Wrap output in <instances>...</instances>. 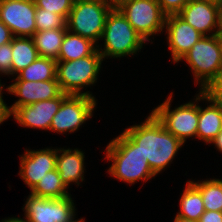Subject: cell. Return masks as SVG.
Listing matches in <instances>:
<instances>
[{"mask_svg":"<svg viewBox=\"0 0 222 222\" xmlns=\"http://www.w3.org/2000/svg\"><path fill=\"white\" fill-rule=\"evenodd\" d=\"M203 1H210V2L217 3V4H219V5L222 4V0H203Z\"/></svg>","mask_w":222,"mask_h":222,"instance_id":"obj_38","label":"cell"},{"mask_svg":"<svg viewBox=\"0 0 222 222\" xmlns=\"http://www.w3.org/2000/svg\"><path fill=\"white\" fill-rule=\"evenodd\" d=\"M15 82L7 87V93L13 94L19 99L9 106L11 112L21 106L29 105L43 100L54 99L62 91L57 80L48 81H23L14 80Z\"/></svg>","mask_w":222,"mask_h":222,"instance_id":"obj_16","label":"cell"},{"mask_svg":"<svg viewBox=\"0 0 222 222\" xmlns=\"http://www.w3.org/2000/svg\"><path fill=\"white\" fill-rule=\"evenodd\" d=\"M105 156L107 160L112 161L109 174L118 180L134 184L138 180L145 182L156 176L149 166L148 159H145L124 133L109 142Z\"/></svg>","mask_w":222,"mask_h":222,"instance_id":"obj_2","label":"cell"},{"mask_svg":"<svg viewBox=\"0 0 222 222\" xmlns=\"http://www.w3.org/2000/svg\"><path fill=\"white\" fill-rule=\"evenodd\" d=\"M166 15L178 14L190 0H157Z\"/></svg>","mask_w":222,"mask_h":222,"instance_id":"obj_30","label":"cell"},{"mask_svg":"<svg viewBox=\"0 0 222 222\" xmlns=\"http://www.w3.org/2000/svg\"><path fill=\"white\" fill-rule=\"evenodd\" d=\"M111 7L105 0H77L66 20L67 30L98 43Z\"/></svg>","mask_w":222,"mask_h":222,"instance_id":"obj_6","label":"cell"},{"mask_svg":"<svg viewBox=\"0 0 222 222\" xmlns=\"http://www.w3.org/2000/svg\"><path fill=\"white\" fill-rule=\"evenodd\" d=\"M67 96L61 93L54 99L17 107L12 111V116L23 127L50 130L52 119Z\"/></svg>","mask_w":222,"mask_h":222,"instance_id":"obj_13","label":"cell"},{"mask_svg":"<svg viewBox=\"0 0 222 222\" xmlns=\"http://www.w3.org/2000/svg\"><path fill=\"white\" fill-rule=\"evenodd\" d=\"M192 183L200 190L205 210L222 212V179Z\"/></svg>","mask_w":222,"mask_h":222,"instance_id":"obj_25","label":"cell"},{"mask_svg":"<svg viewBox=\"0 0 222 222\" xmlns=\"http://www.w3.org/2000/svg\"><path fill=\"white\" fill-rule=\"evenodd\" d=\"M3 87H4V85H1V82H0V99L3 98V96H2Z\"/></svg>","mask_w":222,"mask_h":222,"instance_id":"obj_39","label":"cell"},{"mask_svg":"<svg viewBox=\"0 0 222 222\" xmlns=\"http://www.w3.org/2000/svg\"><path fill=\"white\" fill-rule=\"evenodd\" d=\"M12 115L10 107L4 102L3 99H0V124L7 120Z\"/></svg>","mask_w":222,"mask_h":222,"instance_id":"obj_33","label":"cell"},{"mask_svg":"<svg viewBox=\"0 0 222 222\" xmlns=\"http://www.w3.org/2000/svg\"><path fill=\"white\" fill-rule=\"evenodd\" d=\"M39 57L38 51L30 37H13L12 39V75L18 74Z\"/></svg>","mask_w":222,"mask_h":222,"instance_id":"obj_21","label":"cell"},{"mask_svg":"<svg viewBox=\"0 0 222 222\" xmlns=\"http://www.w3.org/2000/svg\"><path fill=\"white\" fill-rule=\"evenodd\" d=\"M172 94L151 113L168 132L184 144L187 138L196 137L199 105L197 106L195 102H188L170 111Z\"/></svg>","mask_w":222,"mask_h":222,"instance_id":"obj_7","label":"cell"},{"mask_svg":"<svg viewBox=\"0 0 222 222\" xmlns=\"http://www.w3.org/2000/svg\"><path fill=\"white\" fill-rule=\"evenodd\" d=\"M101 39H104V48L97 45V50L103 59L136 54L146 43L119 9H111L108 13Z\"/></svg>","mask_w":222,"mask_h":222,"instance_id":"obj_3","label":"cell"},{"mask_svg":"<svg viewBox=\"0 0 222 222\" xmlns=\"http://www.w3.org/2000/svg\"><path fill=\"white\" fill-rule=\"evenodd\" d=\"M118 9L145 41L164 30L167 15L157 0H130Z\"/></svg>","mask_w":222,"mask_h":222,"instance_id":"obj_8","label":"cell"},{"mask_svg":"<svg viewBox=\"0 0 222 222\" xmlns=\"http://www.w3.org/2000/svg\"><path fill=\"white\" fill-rule=\"evenodd\" d=\"M97 50V44L92 40L66 31L57 61H72L92 55Z\"/></svg>","mask_w":222,"mask_h":222,"instance_id":"obj_19","label":"cell"},{"mask_svg":"<svg viewBox=\"0 0 222 222\" xmlns=\"http://www.w3.org/2000/svg\"><path fill=\"white\" fill-rule=\"evenodd\" d=\"M112 9L120 8L124 3L130 0H105Z\"/></svg>","mask_w":222,"mask_h":222,"instance_id":"obj_34","label":"cell"},{"mask_svg":"<svg viewBox=\"0 0 222 222\" xmlns=\"http://www.w3.org/2000/svg\"><path fill=\"white\" fill-rule=\"evenodd\" d=\"M95 97L87 95H68L54 115L50 131L63 133L75 132L90 119L96 107Z\"/></svg>","mask_w":222,"mask_h":222,"instance_id":"obj_10","label":"cell"},{"mask_svg":"<svg viewBox=\"0 0 222 222\" xmlns=\"http://www.w3.org/2000/svg\"><path fill=\"white\" fill-rule=\"evenodd\" d=\"M203 92L222 107V74L204 89Z\"/></svg>","mask_w":222,"mask_h":222,"instance_id":"obj_29","label":"cell"},{"mask_svg":"<svg viewBox=\"0 0 222 222\" xmlns=\"http://www.w3.org/2000/svg\"><path fill=\"white\" fill-rule=\"evenodd\" d=\"M67 187L61 181L57 169L46 173L31 191V195L40 198L59 199L70 196Z\"/></svg>","mask_w":222,"mask_h":222,"instance_id":"obj_24","label":"cell"},{"mask_svg":"<svg viewBox=\"0 0 222 222\" xmlns=\"http://www.w3.org/2000/svg\"><path fill=\"white\" fill-rule=\"evenodd\" d=\"M174 222H198V221L189 220V219H184V218H181V217H179V216H176L175 219H174Z\"/></svg>","mask_w":222,"mask_h":222,"instance_id":"obj_36","label":"cell"},{"mask_svg":"<svg viewBox=\"0 0 222 222\" xmlns=\"http://www.w3.org/2000/svg\"><path fill=\"white\" fill-rule=\"evenodd\" d=\"M57 149L27 150L20 160L19 175L31 189L39 183L46 173L56 169Z\"/></svg>","mask_w":222,"mask_h":222,"instance_id":"obj_15","label":"cell"},{"mask_svg":"<svg viewBox=\"0 0 222 222\" xmlns=\"http://www.w3.org/2000/svg\"><path fill=\"white\" fill-rule=\"evenodd\" d=\"M178 15L204 36L222 33L221 5L217 3L190 0Z\"/></svg>","mask_w":222,"mask_h":222,"instance_id":"obj_12","label":"cell"},{"mask_svg":"<svg viewBox=\"0 0 222 222\" xmlns=\"http://www.w3.org/2000/svg\"><path fill=\"white\" fill-rule=\"evenodd\" d=\"M0 74L12 75V42L0 45Z\"/></svg>","mask_w":222,"mask_h":222,"instance_id":"obj_28","label":"cell"},{"mask_svg":"<svg viewBox=\"0 0 222 222\" xmlns=\"http://www.w3.org/2000/svg\"><path fill=\"white\" fill-rule=\"evenodd\" d=\"M34 3L36 8H42L45 11L55 12L67 20L73 7L74 0H34Z\"/></svg>","mask_w":222,"mask_h":222,"instance_id":"obj_27","label":"cell"},{"mask_svg":"<svg viewBox=\"0 0 222 222\" xmlns=\"http://www.w3.org/2000/svg\"><path fill=\"white\" fill-rule=\"evenodd\" d=\"M205 100L209 102L205 109L199 106V119L196 137L205 143H210L222 130V107L216 104L203 91L196 95L195 101Z\"/></svg>","mask_w":222,"mask_h":222,"instance_id":"obj_17","label":"cell"},{"mask_svg":"<svg viewBox=\"0 0 222 222\" xmlns=\"http://www.w3.org/2000/svg\"><path fill=\"white\" fill-rule=\"evenodd\" d=\"M35 23L37 31L67 28L66 19L63 16L42 8H36Z\"/></svg>","mask_w":222,"mask_h":222,"instance_id":"obj_26","label":"cell"},{"mask_svg":"<svg viewBox=\"0 0 222 222\" xmlns=\"http://www.w3.org/2000/svg\"><path fill=\"white\" fill-rule=\"evenodd\" d=\"M182 59L190 66L195 83L201 84L200 91H203L222 74L221 34L203 36Z\"/></svg>","mask_w":222,"mask_h":222,"instance_id":"obj_4","label":"cell"},{"mask_svg":"<svg viewBox=\"0 0 222 222\" xmlns=\"http://www.w3.org/2000/svg\"><path fill=\"white\" fill-rule=\"evenodd\" d=\"M164 28L174 63L180 62L192 46L204 36L178 14L167 15Z\"/></svg>","mask_w":222,"mask_h":222,"instance_id":"obj_14","label":"cell"},{"mask_svg":"<svg viewBox=\"0 0 222 222\" xmlns=\"http://www.w3.org/2000/svg\"><path fill=\"white\" fill-rule=\"evenodd\" d=\"M67 28L36 31L31 37L40 57L58 60Z\"/></svg>","mask_w":222,"mask_h":222,"instance_id":"obj_20","label":"cell"},{"mask_svg":"<svg viewBox=\"0 0 222 222\" xmlns=\"http://www.w3.org/2000/svg\"><path fill=\"white\" fill-rule=\"evenodd\" d=\"M123 133L137 146L145 159H148L149 166L155 175L173 161L183 145L152 113L142 124L131 126Z\"/></svg>","mask_w":222,"mask_h":222,"instance_id":"obj_1","label":"cell"},{"mask_svg":"<svg viewBox=\"0 0 222 222\" xmlns=\"http://www.w3.org/2000/svg\"><path fill=\"white\" fill-rule=\"evenodd\" d=\"M84 157L83 151L78 149H57L56 169L67 188L72 182L77 185L83 182Z\"/></svg>","mask_w":222,"mask_h":222,"instance_id":"obj_18","label":"cell"},{"mask_svg":"<svg viewBox=\"0 0 222 222\" xmlns=\"http://www.w3.org/2000/svg\"><path fill=\"white\" fill-rule=\"evenodd\" d=\"M198 222H222V212L205 210Z\"/></svg>","mask_w":222,"mask_h":222,"instance_id":"obj_31","label":"cell"},{"mask_svg":"<svg viewBox=\"0 0 222 222\" xmlns=\"http://www.w3.org/2000/svg\"><path fill=\"white\" fill-rule=\"evenodd\" d=\"M211 143L217 147L218 151L222 152V130Z\"/></svg>","mask_w":222,"mask_h":222,"instance_id":"obj_35","label":"cell"},{"mask_svg":"<svg viewBox=\"0 0 222 222\" xmlns=\"http://www.w3.org/2000/svg\"><path fill=\"white\" fill-rule=\"evenodd\" d=\"M24 222H84L83 218H75V205L71 196L49 199L28 196L25 207Z\"/></svg>","mask_w":222,"mask_h":222,"instance_id":"obj_9","label":"cell"},{"mask_svg":"<svg viewBox=\"0 0 222 222\" xmlns=\"http://www.w3.org/2000/svg\"><path fill=\"white\" fill-rule=\"evenodd\" d=\"M102 61L103 57L98 50L76 60L57 61L56 80L62 93L94 97L89 91L82 93L81 89L97 82Z\"/></svg>","mask_w":222,"mask_h":222,"instance_id":"obj_5","label":"cell"},{"mask_svg":"<svg viewBox=\"0 0 222 222\" xmlns=\"http://www.w3.org/2000/svg\"><path fill=\"white\" fill-rule=\"evenodd\" d=\"M57 61L50 58L38 57L28 67L17 74L14 80L23 81H48L56 80Z\"/></svg>","mask_w":222,"mask_h":222,"instance_id":"obj_23","label":"cell"},{"mask_svg":"<svg viewBox=\"0 0 222 222\" xmlns=\"http://www.w3.org/2000/svg\"><path fill=\"white\" fill-rule=\"evenodd\" d=\"M34 0H0V21L14 37H32L36 29Z\"/></svg>","mask_w":222,"mask_h":222,"instance_id":"obj_11","label":"cell"},{"mask_svg":"<svg viewBox=\"0 0 222 222\" xmlns=\"http://www.w3.org/2000/svg\"><path fill=\"white\" fill-rule=\"evenodd\" d=\"M13 37L11 30L0 21V45L12 42Z\"/></svg>","mask_w":222,"mask_h":222,"instance_id":"obj_32","label":"cell"},{"mask_svg":"<svg viewBox=\"0 0 222 222\" xmlns=\"http://www.w3.org/2000/svg\"><path fill=\"white\" fill-rule=\"evenodd\" d=\"M179 205L181 210L176 216L184 219L198 221L201 215L205 212L200 190L192 183V181H187Z\"/></svg>","mask_w":222,"mask_h":222,"instance_id":"obj_22","label":"cell"},{"mask_svg":"<svg viewBox=\"0 0 222 222\" xmlns=\"http://www.w3.org/2000/svg\"><path fill=\"white\" fill-rule=\"evenodd\" d=\"M3 222H24L21 218L19 217H12V218H8L5 219Z\"/></svg>","mask_w":222,"mask_h":222,"instance_id":"obj_37","label":"cell"}]
</instances>
